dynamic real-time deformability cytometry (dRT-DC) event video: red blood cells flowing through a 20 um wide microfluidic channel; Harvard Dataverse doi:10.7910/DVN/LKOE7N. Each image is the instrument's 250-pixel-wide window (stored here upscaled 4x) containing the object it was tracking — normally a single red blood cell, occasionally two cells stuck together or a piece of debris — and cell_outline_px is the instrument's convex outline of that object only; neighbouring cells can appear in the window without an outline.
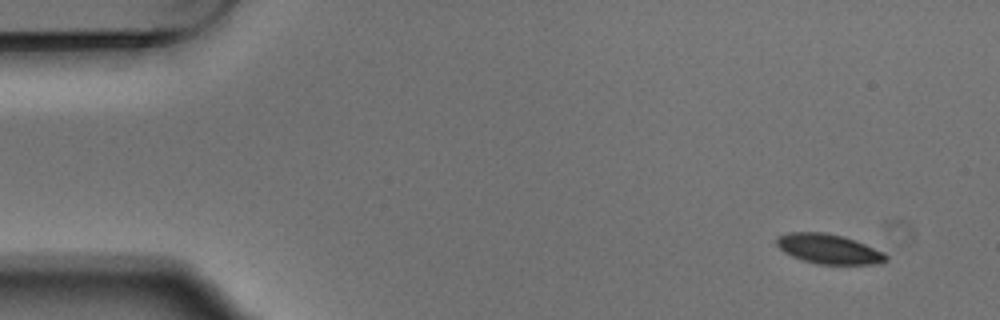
{"species": "Egyptian fruit bat (a non-hibernating species)", "species_latin": "Rousettus aegyptiacus", "temperature_condition": "warm", "stored_images_in_passage": 7, "camera_frame_rate_fps": 3000, "um_per_image_px": 0.085, "animal": {"sex": "male"}, "frame": {"image": 1, "passage_image": 1, "time_ms": 0.0, "image_size_px": [1000, 320], "cell_outline_px": [[888, 260], [884, 264], [816, 264], [792, 256], [784, 252], [776, 244], [776, 236], [788, 232], [824, 232], [844, 236], [884, 252], [888, 256]], "centroid_in_image_um": [70.45, 21.16], "position_along_channel_um": 14.5, "area_um2": 19.07}}
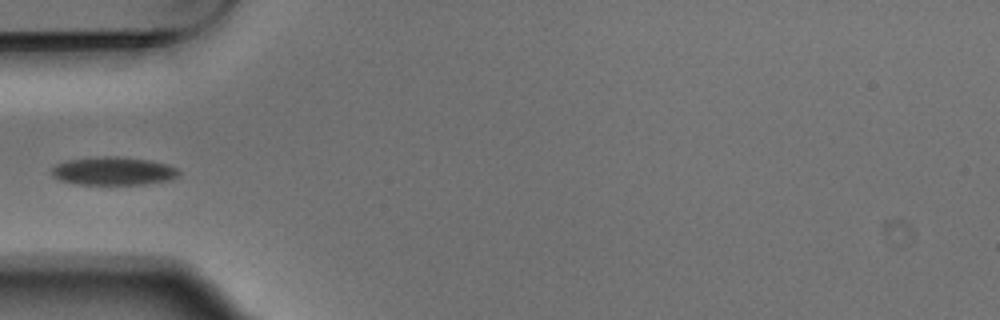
{"frame": {"image": 2, "passage_image": 4, "time_ms": 1.0, "image_size_px": [1000, 320], "cell_outline_px": [[180, 172], [172, 180], [144, 184], [76, 184], [60, 180], [52, 176], [52, 168], [56, 164], [68, 160], [96, 156], [116, 156], [148, 160], [164, 164], [176, 168]], "centroid_in_image_um": [9.6, 14.54], "position_along_channel_um": 75.4, "area_um2": 20.81}}
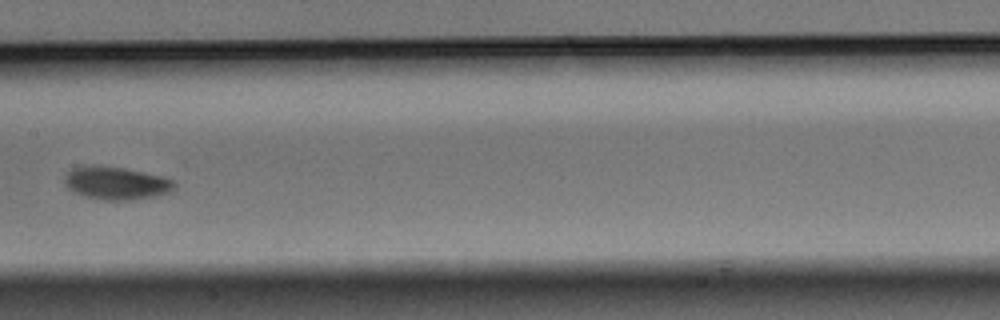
{"frame": {"image": 3, "passage_image": 7, "time_ms": 2.0, "image_size_px": [1000, 320], "cell_outline_px": [[176, 188], [168, 192], [156, 196], [132, 200], [100, 200], [84, 196], [72, 192], [64, 184], [64, 176], [72, 168], [96, 164], [124, 168], [164, 176], [176, 180]], "centroid_in_image_um": [9.88, 15.56], "position_along_channel_um": 197.5, "area_um2": 21.5}}